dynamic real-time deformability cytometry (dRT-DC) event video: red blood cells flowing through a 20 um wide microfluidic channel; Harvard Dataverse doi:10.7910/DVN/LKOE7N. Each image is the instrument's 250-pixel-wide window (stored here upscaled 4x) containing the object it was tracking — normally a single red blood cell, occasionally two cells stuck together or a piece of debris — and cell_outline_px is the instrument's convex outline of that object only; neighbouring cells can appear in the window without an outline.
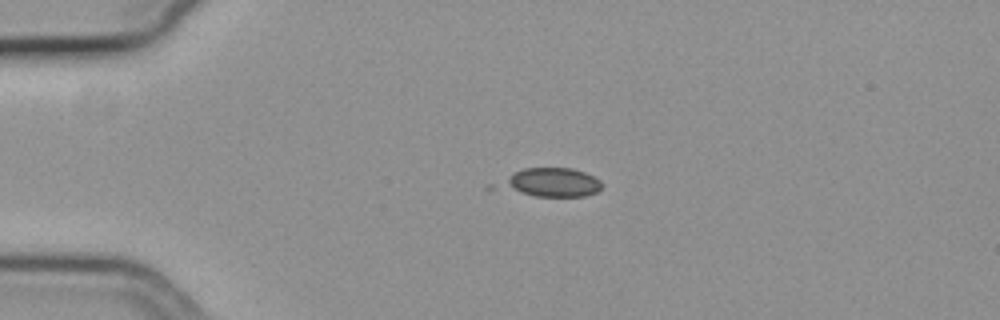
{"species": "common noctule bat (a hibernating species)", "species_latin": "Nyctalus noctula", "temperature_condition": "cold", "stored_images_in_passage": 4, "camera_frame_rate_fps": 3000, "um_per_image_px": 0.085, "animal": {"sex": "female", "body_mass_g": 19.3, "forearm_length_mm": 54.1}, "frame": {"image": 1, "passage_image": 1, "time_ms": 0.0, "image_size_px": [1000, 320], "cell_outline_px": [[604, 184], [596, 192], [584, 196], [536, 196], [520, 192], [508, 184], [508, 176], [524, 168], [572, 168], [584, 172], [600, 180]], "centroid_in_image_um": [47.11, 15.49], "position_along_channel_um": 37.9, "area_um2": 15.9}}